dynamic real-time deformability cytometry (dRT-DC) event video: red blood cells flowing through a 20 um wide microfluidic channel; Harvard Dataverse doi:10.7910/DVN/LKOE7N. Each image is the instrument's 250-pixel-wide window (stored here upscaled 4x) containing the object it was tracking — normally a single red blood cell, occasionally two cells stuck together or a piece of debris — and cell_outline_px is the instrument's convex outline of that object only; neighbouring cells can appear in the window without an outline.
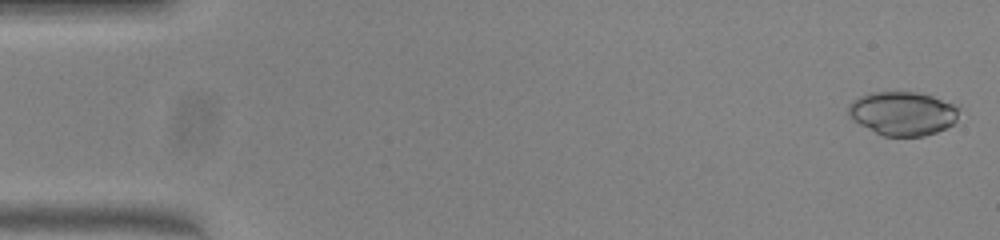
{"species": "common noctule bat (a hibernating species)", "species_latin": "Nyctalus noctula", "temperature_condition": "warm", "stored_images_in_passage": 16, "camera_frame_rate_fps": 3000, "um_per_image_px": 0.085, "animal": {"sex": "female", "body_mass_g": 23.0, "forearm_length_mm": 53.4}, "frame": {"image": 1, "passage_image": 1, "time_ms": 0.0, "image_size_px": [1000, 240], "cell_outline_px": [[960, 108], [956, 120], [952, 124], [936, 132], [924, 136], [884, 136], [860, 124], [848, 112], [848, 104], [852, 100], [868, 92], [916, 92], [932, 96], [960, 104]], "centroid_in_image_um": [76.78, 9.62], "position_along_channel_um": 8.2, "area_um2": 28.26}}
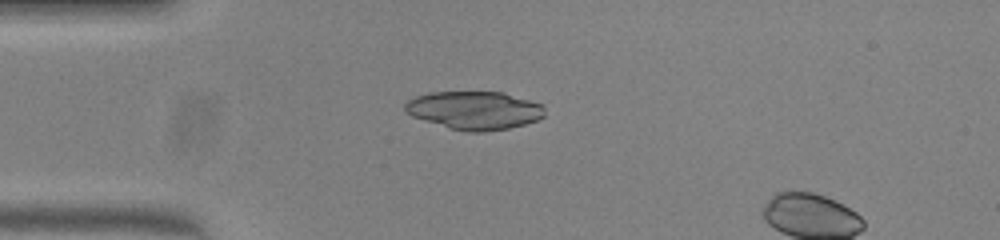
{"frame": {"image": 2, "passage_image": 13, "time_ms": 4.0, "image_size_px": [1000, 240], "cell_outline_px": [[544, 116], [536, 120], [524, 124], [508, 128], [484, 132], [468, 132], [448, 128], [412, 116], [404, 112], [404, 104], [408, 100], [416, 96], [428, 92], [504, 92], [544, 104]], "centroid_in_image_um": [40.32, 9.37], "position_along_channel_um": 44.7, "area_um2": 31.27}}